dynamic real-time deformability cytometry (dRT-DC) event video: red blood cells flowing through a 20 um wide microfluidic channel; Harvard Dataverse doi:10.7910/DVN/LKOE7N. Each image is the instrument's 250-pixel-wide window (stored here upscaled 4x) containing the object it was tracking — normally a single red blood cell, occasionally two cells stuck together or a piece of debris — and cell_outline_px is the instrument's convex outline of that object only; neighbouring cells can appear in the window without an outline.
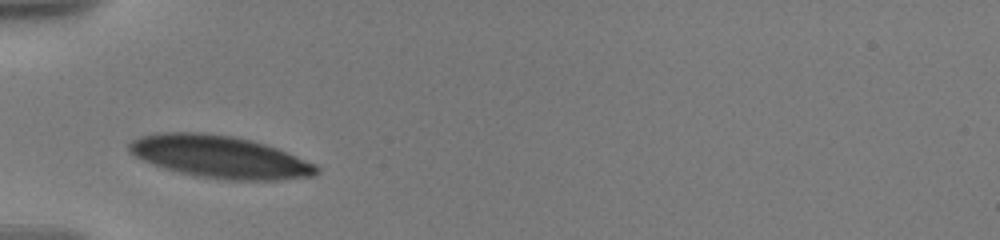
{"species": "human", "species_latin": "Homo sapiens", "temperature_condition": "warm", "stored_images_in_passage": 10, "camera_frame_rate_fps": 3000, "um_per_image_px": 0.085, "donor": {"sex": "male"}, "frame": {"image": 1, "passage_image": 1, "time_ms": 0.0, "image_size_px": [1000, 240], "cell_outline_px": [[320, 172], [316, 176], [280, 180], [228, 180], [200, 176], [180, 172], [164, 168], [144, 160], [136, 156], [128, 148], [128, 144], [132, 140], [140, 136], [156, 132], [204, 132], [232, 136], [252, 140], [276, 148], [316, 164], [320, 168]], "centroid_in_image_um": [18.72, 13.33], "position_along_channel_um": 66.3, "area_um2": 46.12}}
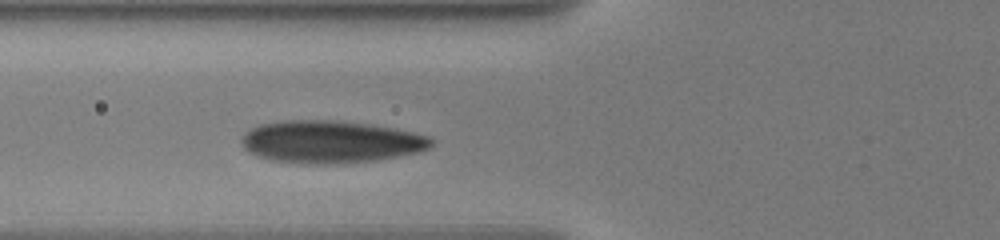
{"frame": {"image": 2, "passage_image": 8, "time_ms": 1.0, "image_size_px": [1000, 240], "cell_outline_px": [[432, 144], [428, 148], [416, 152], [396, 156], [372, 160], [340, 164], [300, 164], [272, 160], [248, 152], [240, 144], [240, 140], [244, 132], [260, 124], [284, 120], [328, 120], [364, 124], [392, 128], [412, 132], [428, 136], [432, 140]], "centroid_in_image_um": [28.01, 12.06], "position_along_channel_um": 97.8, "area_um2": 46.59}}